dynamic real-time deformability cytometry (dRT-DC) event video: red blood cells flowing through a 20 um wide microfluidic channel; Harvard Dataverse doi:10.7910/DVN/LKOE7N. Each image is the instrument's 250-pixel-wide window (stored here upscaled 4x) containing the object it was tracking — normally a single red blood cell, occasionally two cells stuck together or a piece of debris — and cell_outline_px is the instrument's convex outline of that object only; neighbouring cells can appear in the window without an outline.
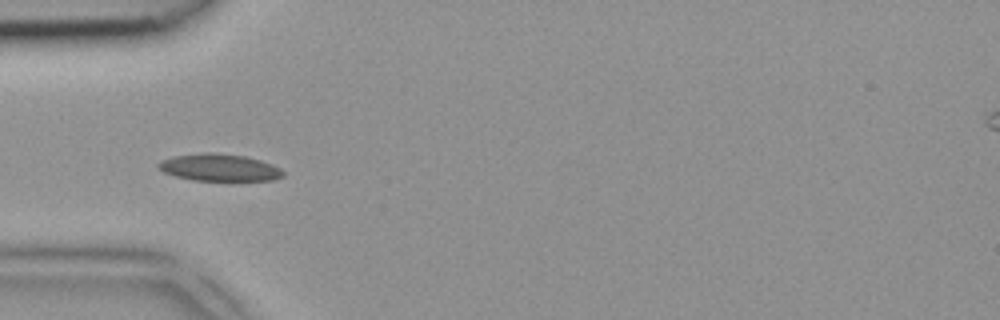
{"species": "common noctule bat (a hibernating species)", "species_latin": "Nyctalus noctula", "temperature_condition": "room temperature", "stored_images_in_passage": 5, "camera_frame_rate_fps": 3000, "um_per_image_px": 0.085, "animal": {"sex": "female", "body_mass_g": 18.4}, "frame": {"image": 1, "passage_image": 3, "time_ms": 0.667, "image_size_px": [1000, 320], "cell_outline_px": [[284, 176], [272, 180], [232, 184], [192, 180], [176, 176], [164, 172], [156, 164], [160, 160], [176, 156], [204, 152], [212, 152], [244, 156], [260, 160], [272, 164], [280, 168], [284, 172]], "centroid_in_image_um": [18.71, 14.3], "position_along_channel_um": 66.3, "area_um2": 20.69}}